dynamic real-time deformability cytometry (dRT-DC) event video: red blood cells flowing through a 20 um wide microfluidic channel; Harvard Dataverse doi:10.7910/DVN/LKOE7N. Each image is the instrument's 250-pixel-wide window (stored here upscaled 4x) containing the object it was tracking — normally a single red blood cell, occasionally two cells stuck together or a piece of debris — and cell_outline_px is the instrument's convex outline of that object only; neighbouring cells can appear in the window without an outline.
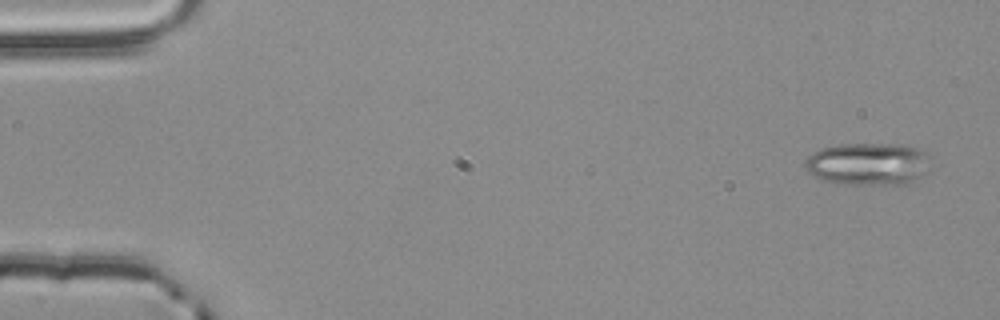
{"species": "common noctule bat (a hibernating species)", "species_latin": "Nyctalus noctula", "temperature_condition": "room temperature", "stored_images_in_passage": 4, "camera_frame_rate_fps": 3000, "um_per_image_px": 0.085, "animal": {"sex": "male", "body_mass_g": 20.4}, "frame": {"image": 1, "passage_image": 1, "time_ms": 0.0, "image_size_px": [1000, 320], "cell_outline_px": [[924, 156], [920, 176], [908, 184], [836, 184], [824, 180], [808, 172], [804, 164], [808, 156], [812, 152], [820, 148], [840, 144], [908, 144], [924, 152]], "centroid_in_image_um": [73.65, 13.92], "position_along_channel_um": 11.3, "area_um2": 30.4}}